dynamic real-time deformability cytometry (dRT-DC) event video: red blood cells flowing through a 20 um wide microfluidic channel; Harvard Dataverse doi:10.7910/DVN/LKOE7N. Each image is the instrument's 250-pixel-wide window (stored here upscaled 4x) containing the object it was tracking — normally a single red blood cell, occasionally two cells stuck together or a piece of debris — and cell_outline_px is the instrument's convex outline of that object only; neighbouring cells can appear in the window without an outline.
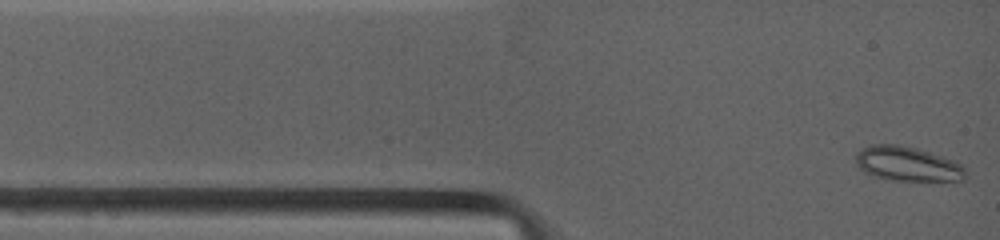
{"species": "common noctule bat (a hibernating species)", "species_latin": "Nyctalus noctula", "temperature_condition": "warm", "stored_images_in_passage": 21, "camera_frame_rate_fps": 4500, "um_per_image_px": 0.085, "animal": {"sex": "female", "body_mass_g": 19.0, "forearm_length_mm": 53.3}, "frame": {"image": 1, "passage_image": 1, "time_ms": 0.0, "image_size_px": [1000, 240], "cell_outline_px": [[964, 180], [892, 180], [876, 176], [864, 172], [856, 164], [856, 152], [872, 144], [896, 144], [916, 148], [956, 160], [964, 168]], "centroid_in_image_um": [77.12, 13.91], "position_along_channel_um": 7.9, "area_um2": 21.85}}
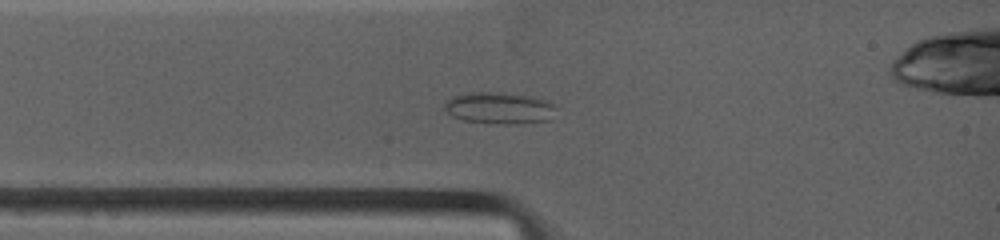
{"frame": {"image": 2, "passage_image": 17, "time_ms": 2.0, "image_size_px": [1000, 240], "cell_outline_px": [[556, 108], [548, 120], [504, 124], [464, 120], [452, 116], [440, 108], [444, 100], [452, 96], [472, 92], [500, 92], [528, 96], [544, 100], [552, 104]], "centroid_in_image_um": [42.31, 9.16], "position_along_channel_um": 42.7, "area_um2": 20.4}}